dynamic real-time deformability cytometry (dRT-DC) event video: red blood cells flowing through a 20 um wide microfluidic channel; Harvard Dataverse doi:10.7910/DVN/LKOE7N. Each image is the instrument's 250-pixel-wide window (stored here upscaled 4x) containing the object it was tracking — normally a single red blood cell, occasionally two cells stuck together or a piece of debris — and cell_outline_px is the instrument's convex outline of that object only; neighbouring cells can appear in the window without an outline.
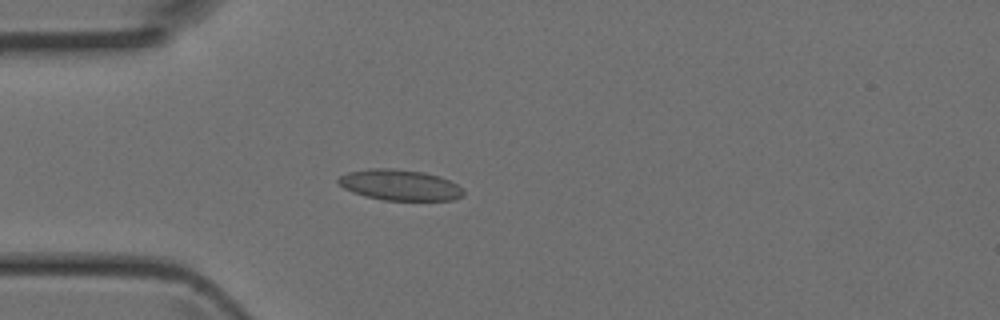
{"species": "Egyptian fruit bat (a non-hibernating species)", "species_latin": "Rousettus aegyptiacus", "temperature_condition": "room temperature", "stored_images_in_passage": 3, "camera_frame_rate_fps": 3000, "um_per_image_px": 0.085, "animal": {"sex": "female"}, "frame": {"image": 1, "passage_image": 3, "time_ms": 0.667, "image_size_px": [1000, 320], "cell_outline_px": [[464, 196], [452, 200], [384, 200], [364, 196], [352, 192], [344, 188], [336, 180], [340, 176], [348, 172], [368, 168], [392, 168], [424, 172], [440, 176], [464, 188]], "centroid_in_image_um": [33.99, 15.72], "position_along_channel_um": 51.0, "area_um2": 22.6}}